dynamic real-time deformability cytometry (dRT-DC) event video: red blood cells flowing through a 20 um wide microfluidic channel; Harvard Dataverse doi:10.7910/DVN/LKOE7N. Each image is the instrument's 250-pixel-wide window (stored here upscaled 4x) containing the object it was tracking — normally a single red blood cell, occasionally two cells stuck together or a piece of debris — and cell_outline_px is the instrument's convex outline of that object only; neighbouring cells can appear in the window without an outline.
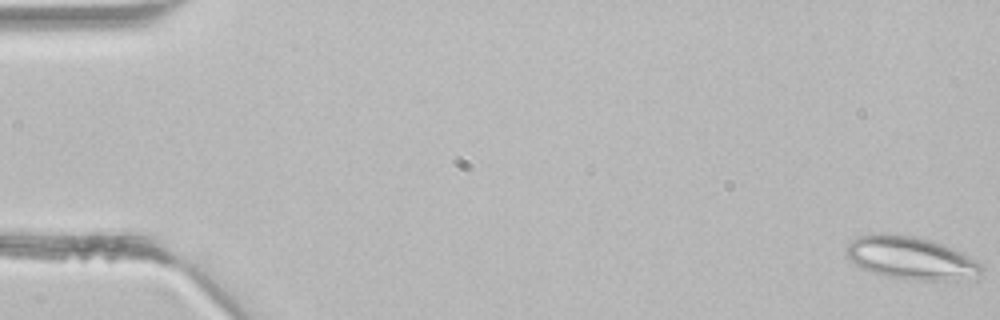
{"species": "common noctule bat (a hibernating species)", "species_latin": "Nyctalus noctula", "temperature_condition": "room temperature", "stored_images_in_passage": 4, "camera_frame_rate_fps": 3000, "um_per_image_px": 0.085, "animal": {"sex": "male", "body_mass_g": 21.5, "forearm_length_mm": 52.0}, "frame": {"image": 1, "passage_image": 1, "time_ms": 0.0, "image_size_px": [1000, 320], "cell_outline_px": [[984, 268], [980, 272], [956, 280], [912, 280], [888, 276], [872, 272], [860, 268], [848, 256], [844, 248], [856, 236], [872, 232], [888, 232], [916, 236], [932, 240], [964, 252], [976, 260]], "centroid_in_image_um": [77.36, 21.88], "position_along_channel_um": 7.6, "area_um2": 33.93}}